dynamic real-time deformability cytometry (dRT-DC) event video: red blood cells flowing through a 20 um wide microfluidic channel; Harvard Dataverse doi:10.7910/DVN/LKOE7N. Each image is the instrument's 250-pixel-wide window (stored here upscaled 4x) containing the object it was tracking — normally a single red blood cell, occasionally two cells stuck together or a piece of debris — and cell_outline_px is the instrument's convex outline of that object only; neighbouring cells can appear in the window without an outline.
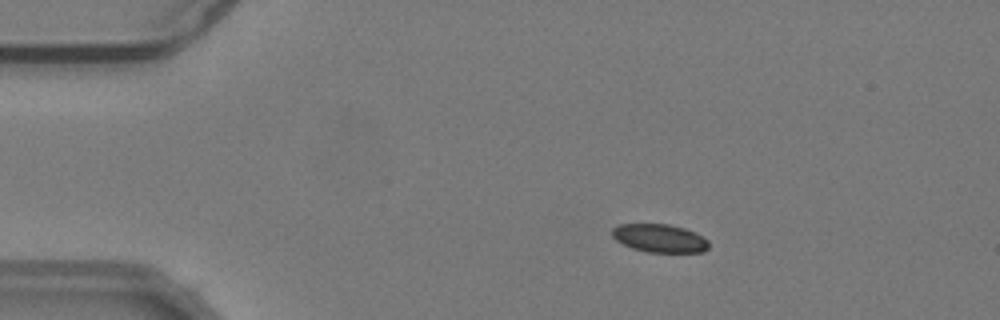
{"species": "common noctule bat (a hibernating species)", "species_latin": "Nyctalus noctula", "temperature_condition": "warm", "stored_images_in_passage": 56, "camera_frame_rate_fps": 3000, "um_per_image_px": 0.085, "animal": {"sex": "male", "body_mass_g": 19.2, "forearm_length_mm": 51.8}, "frame": {"image": 1, "passage_image": 11, "time_ms": 3.333, "image_size_px": [1000, 320], "cell_outline_px": [[708, 248], [704, 252], [648, 252], [632, 248], [616, 240], [612, 236], [612, 228], [620, 224], [668, 224], [684, 228], [696, 232], [704, 236], [708, 240]], "centroid_in_image_um": [56.09, 20.24], "position_along_channel_um": 28.9, "area_um2": 15.95}}
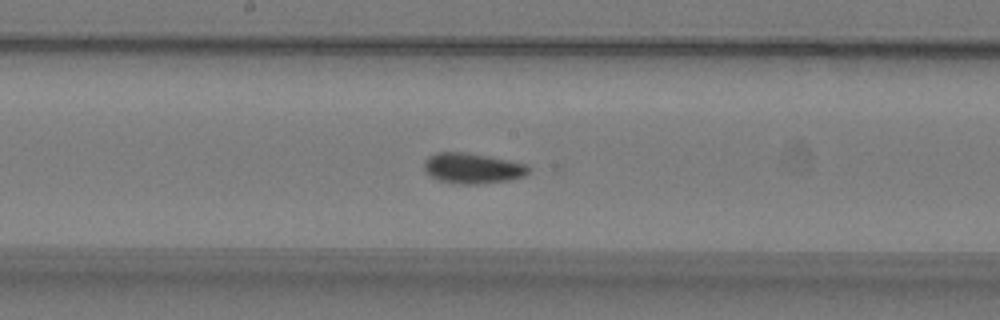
{"frame": {"image": 2, "passage_image": 30, "time_ms": 9.667, "image_size_px": [1000, 320], "cell_outline_px": [[528, 172], [524, 176], [508, 180], [476, 184], [464, 184], [436, 180], [424, 172], [424, 160], [428, 156], [436, 152], [464, 152], [488, 156], [528, 164]], "centroid_in_image_um": [40.11, 14.29], "position_along_channel_um": 208.1, "area_um2": 18.55}}
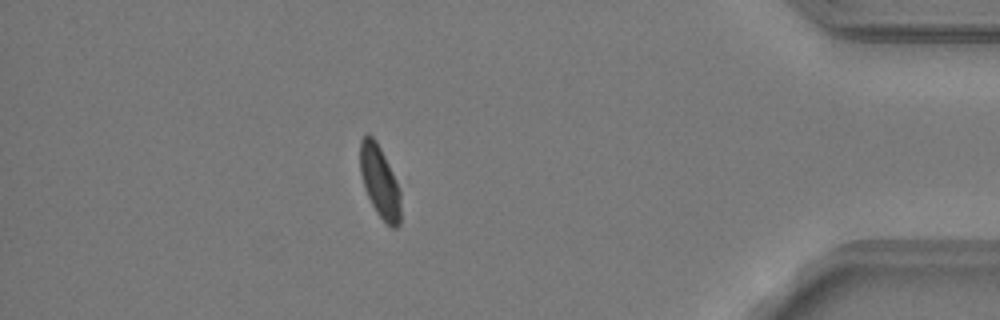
{"frame": {"image": 3, "passage_image": 49, "time_ms": 16.0, "image_size_px": [1000, 320], "cell_outline_px": [[400, 224], [396, 228], [392, 228], [376, 212], [364, 188], [360, 172], [360, 140], [368, 132], [376, 140], [400, 188]], "centroid_in_image_um": [32.27, 15.43], "position_along_channel_um": 402.9, "area_um2": 16.94}, "authors_computed_cell_mechanics": {"area_um2": 17.2822, "velocity_mm_per_s": 3.7806, "shape_relaxation_time_tau1_ms": null, "shape_relaxation_time_tau2_ms": 2.4917, "deformation_change_tau1": null, "deformation_change_tau2": 0.0736}}